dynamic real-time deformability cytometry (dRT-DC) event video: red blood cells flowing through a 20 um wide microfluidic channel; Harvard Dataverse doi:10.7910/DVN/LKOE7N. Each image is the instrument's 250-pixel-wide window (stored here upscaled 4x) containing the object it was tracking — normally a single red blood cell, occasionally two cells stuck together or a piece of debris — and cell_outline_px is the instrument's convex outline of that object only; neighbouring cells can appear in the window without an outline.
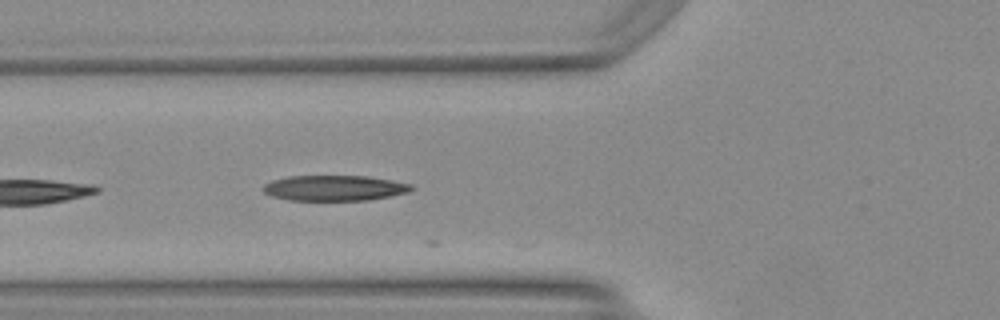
{"species": "Egyptian fruit bat (a non-hibernating species)", "species_latin": "Rousettus aegyptiacus", "temperature_condition": "warm", "stored_images_in_passage": 14, "camera_frame_rate_fps": 3000, "um_per_image_px": 0.085, "animal": {"sex": "female"}, "frame": {"image": 1, "passage_image": 12, "time_ms": 3.667, "image_size_px": [1000, 320], "cell_outline_px": [[416, 188], [408, 192], [368, 200], [288, 200], [272, 196], [264, 192], [260, 188], [264, 184], [272, 180], [288, 176], [368, 176], [392, 180], [412, 184]], "centroid_in_image_um": [28.41, 15.97], "position_along_channel_um": 97.4, "area_um2": 22.08}}